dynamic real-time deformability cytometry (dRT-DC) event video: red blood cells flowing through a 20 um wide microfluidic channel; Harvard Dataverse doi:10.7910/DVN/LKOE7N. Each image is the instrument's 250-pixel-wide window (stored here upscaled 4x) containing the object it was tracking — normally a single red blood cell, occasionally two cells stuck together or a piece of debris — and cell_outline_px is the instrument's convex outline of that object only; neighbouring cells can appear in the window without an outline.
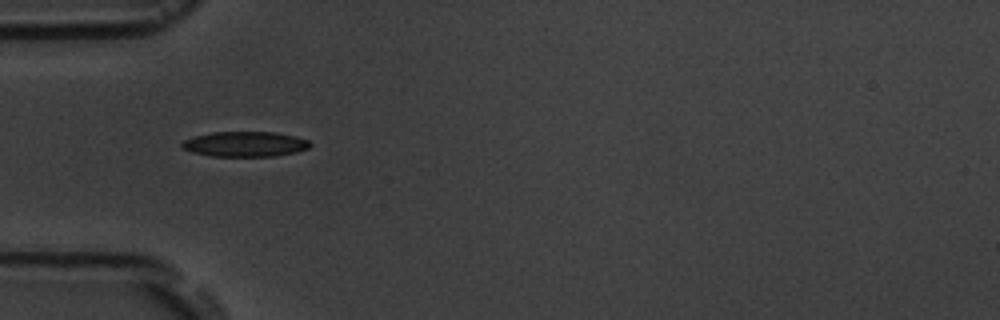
{"species": "common noctule bat (a hibernating species)", "species_latin": "Nyctalus noctula", "temperature_condition": "room temperature", "stored_images_in_passage": 5, "camera_frame_rate_fps": 3000, "um_per_image_px": 0.085, "animal": {"sex": "male", "body_mass_g": 19.5, "forearm_length_mm": 54.6}, "frame": {"image": 1, "passage_image": 4, "time_ms": 4.333, "image_size_px": [1000, 320], "cell_outline_px": [[312, 144], [308, 148], [296, 152], [276, 156], [212, 156], [192, 152], [180, 148], [180, 144], [184, 140], [192, 136], [212, 132], [276, 132], [296, 136], [308, 140]], "centroid_in_image_um": [20.81, 12.24], "position_along_channel_um": 64.2, "area_um2": 18.96}}
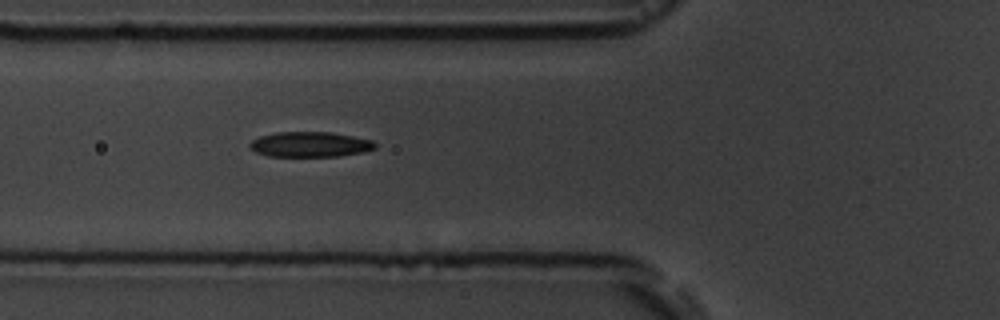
{"frame": {"image": 2, "passage_image": 5, "time_ms": 5.333, "image_size_px": [1000, 320], "cell_outline_px": [[376, 148], [364, 152], [336, 156], [268, 156], [256, 152], [248, 144], [252, 140], [260, 136], [276, 132], [332, 132], [372, 140], [376, 144]], "centroid_in_image_um": [26.36, 12.27], "position_along_channel_um": 99.4, "area_um2": 18.32}}